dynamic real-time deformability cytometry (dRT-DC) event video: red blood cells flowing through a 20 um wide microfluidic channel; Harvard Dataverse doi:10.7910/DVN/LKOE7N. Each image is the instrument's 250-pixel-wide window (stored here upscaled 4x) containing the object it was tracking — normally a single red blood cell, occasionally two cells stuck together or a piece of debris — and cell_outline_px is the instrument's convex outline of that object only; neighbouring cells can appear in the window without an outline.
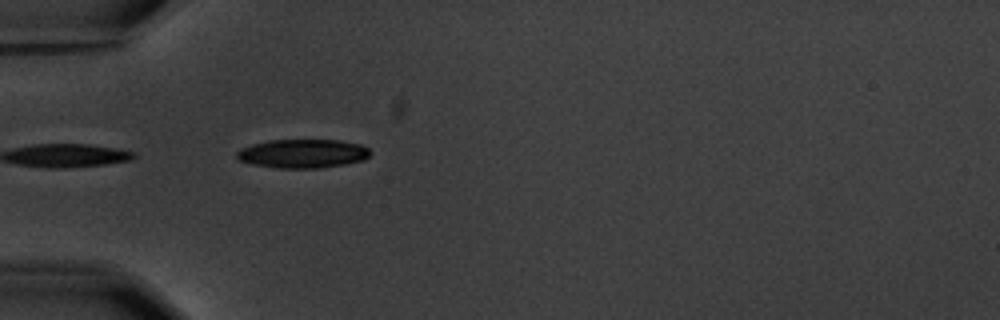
{"species": "common noctule bat (a hibernating species)", "species_latin": "Nyctalus noctula", "temperature_condition": "warm", "stored_images_in_passage": 1, "camera_frame_rate_fps": 3000, "um_per_image_px": 0.085, "animal": {"sex": "male", "body_mass_g": 20.1, "forearm_length_mm": 53.5}, "frame": {"image": 1, "passage_image": 1, "time_ms": 0.0, "image_size_px": [1000, 320], "cell_outline_px": [[372, 152], [364, 160], [344, 164], [316, 168], [276, 168], [252, 164], [240, 160], [236, 156], [236, 152], [240, 148], [252, 144], [268, 140], [340, 140], [360, 144], [368, 148]], "centroid_in_image_um": [25.72, 13.05], "position_along_channel_um": 59.3, "area_um2": 22.43}}